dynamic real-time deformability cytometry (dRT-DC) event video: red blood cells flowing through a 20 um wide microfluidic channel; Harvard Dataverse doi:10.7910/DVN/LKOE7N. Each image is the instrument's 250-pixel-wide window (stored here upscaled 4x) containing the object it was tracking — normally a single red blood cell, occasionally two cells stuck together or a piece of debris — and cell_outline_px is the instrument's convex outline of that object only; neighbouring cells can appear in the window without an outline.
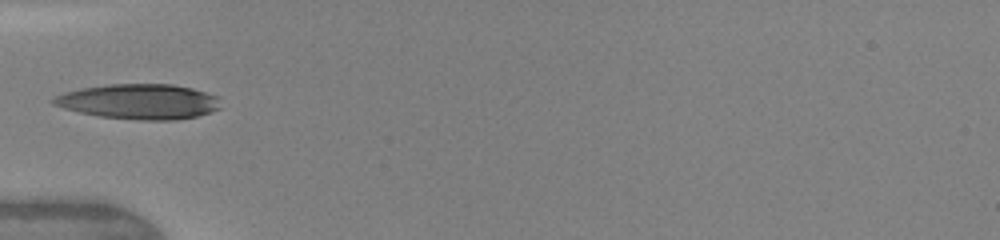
{"species": "human", "species_latin": "Homo sapiens", "temperature_condition": "warm", "stored_images_in_passage": 10, "camera_frame_rate_fps": 3000, "um_per_image_px": 0.085, "donor": {"sex": "female"}, "frame": {"image": 1, "passage_image": 6, "time_ms": 5.0, "image_size_px": [1000, 240], "cell_outline_px": [[220, 108], [196, 116], [176, 120], [140, 120], [100, 116], [80, 112], [64, 108], [52, 104], [48, 100], [64, 92], [80, 88], [108, 84], [172, 84], [192, 88], [216, 96]], "centroid_in_image_um": [11.77, 8.63], "position_along_channel_um": 73.2, "area_um2": 34.04}}
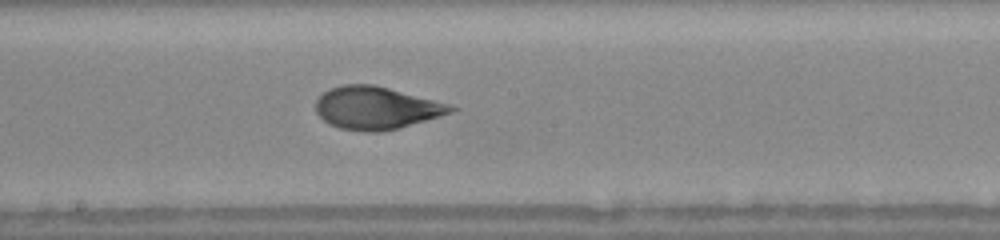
{"frame": {"image": 2, "passage_image": 10, "time_ms": 8.333, "image_size_px": [1000, 240], "cell_outline_px": [[460, 108], [452, 112], [440, 116], [400, 128], [384, 132], [368, 132], [340, 128], [328, 124], [316, 112], [316, 100], [324, 92], [332, 88], [344, 84], [372, 84], [452, 104]], "centroid_in_image_um": [32.01, 9.18], "position_along_channel_um": 216.2, "area_um2": 33.58}}